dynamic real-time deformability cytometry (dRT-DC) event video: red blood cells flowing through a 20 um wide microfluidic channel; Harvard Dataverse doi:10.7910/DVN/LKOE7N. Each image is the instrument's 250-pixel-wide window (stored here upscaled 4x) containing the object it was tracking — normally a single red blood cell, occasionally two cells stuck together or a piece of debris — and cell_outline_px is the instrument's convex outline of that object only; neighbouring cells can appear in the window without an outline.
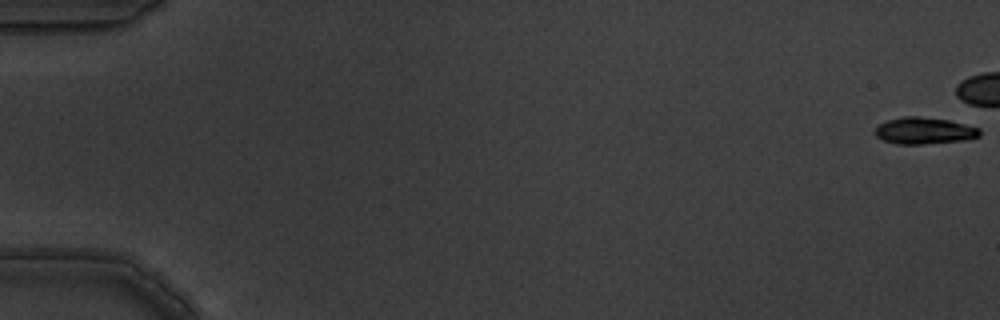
{"species": "common noctule bat (a hibernating species)", "species_latin": "Nyctalus noctula", "temperature_condition": "warm", "stored_images_in_passage": 8, "camera_frame_rate_fps": 3000, "um_per_image_px": 0.085, "animal": {"sex": "male", "body_mass_g": 19.5, "forearm_length_mm": 54.6}, "frame": {"image": 1, "passage_image": 1, "time_ms": 0.0, "image_size_px": [1000, 320], "cell_outline_px": [[980, 136], [964, 140], [920, 144], [896, 144], [884, 140], [876, 136], [872, 132], [880, 124], [888, 120], [904, 116], [916, 116], [948, 120], [980, 128]], "centroid_in_image_um": [78.54, 11.11], "position_along_channel_um": 6.5, "area_um2": 16.13}}
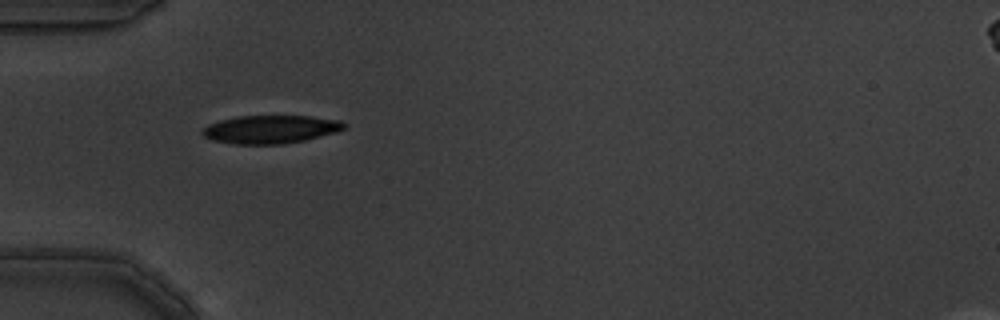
{"frame": {"image": 2, "passage_image": 7, "time_ms": 2.0, "image_size_px": [1000, 320], "cell_outline_px": [[348, 124], [344, 128], [336, 132], [304, 140], [284, 144], [232, 144], [212, 140], [204, 136], [200, 132], [208, 124], [220, 120], [236, 116], [308, 116], [340, 120]], "centroid_in_image_um": [22.98, 10.99], "position_along_channel_um": 62.0, "area_um2": 23.29}}
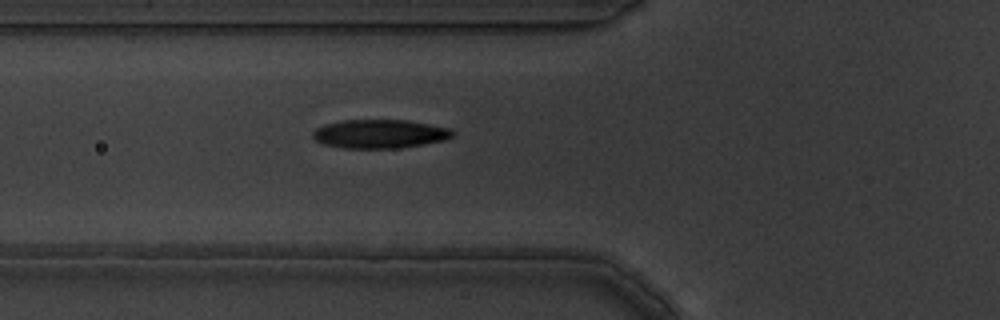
{"frame": {"image": 3, "passage_image": 8, "time_ms": 2.333, "image_size_px": [1000, 320], "cell_outline_px": [[456, 136], [444, 140], [424, 144], [396, 148], [344, 148], [324, 144], [316, 140], [312, 136], [312, 132], [316, 128], [324, 124], [340, 120], [408, 120], [452, 128], [456, 132]], "centroid_in_image_um": [32.32, 11.37], "position_along_channel_um": 93.5, "area_um2": 23.64}}